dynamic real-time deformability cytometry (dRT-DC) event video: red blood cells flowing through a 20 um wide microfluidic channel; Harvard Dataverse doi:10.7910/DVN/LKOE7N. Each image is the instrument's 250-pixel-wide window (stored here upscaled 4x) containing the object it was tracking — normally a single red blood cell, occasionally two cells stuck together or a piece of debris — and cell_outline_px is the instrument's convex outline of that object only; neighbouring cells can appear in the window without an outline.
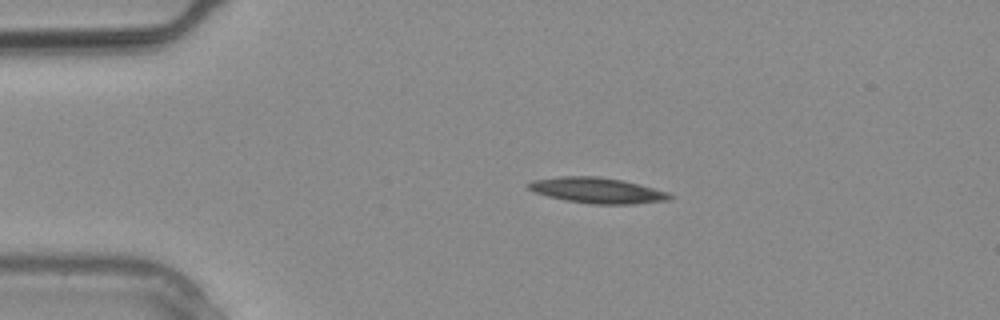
{"species": "common noctule bat (a hibernating species)", "species_latin": "Nyctalus noctula", "temperature_condition": "warm", "stored_images_in_passage": 2, "camera_frame_rate_fps": 3000, "um_per_image_px": 0.085, "animal": {"sex": "male", "body_mass_g": 20.4}, "frame": {"image": 1, "passage_image": 2, "time_ms": 0.333, "image_size_px": [1000, 320], "cell_outline_px": [[676, 196], [668, 200], [636, 204], [592, 204], [564, 200], [548, 196], [536, 192], [528, 188], [524, 184], [532, 180], [560, 176], [596, 176], [624, 180], [640, 184], [668, 192]], "centroid_in_image_um": [50.78, 16.18], "position_along_channel_um": 34.2, "area_um2": 21.33}}